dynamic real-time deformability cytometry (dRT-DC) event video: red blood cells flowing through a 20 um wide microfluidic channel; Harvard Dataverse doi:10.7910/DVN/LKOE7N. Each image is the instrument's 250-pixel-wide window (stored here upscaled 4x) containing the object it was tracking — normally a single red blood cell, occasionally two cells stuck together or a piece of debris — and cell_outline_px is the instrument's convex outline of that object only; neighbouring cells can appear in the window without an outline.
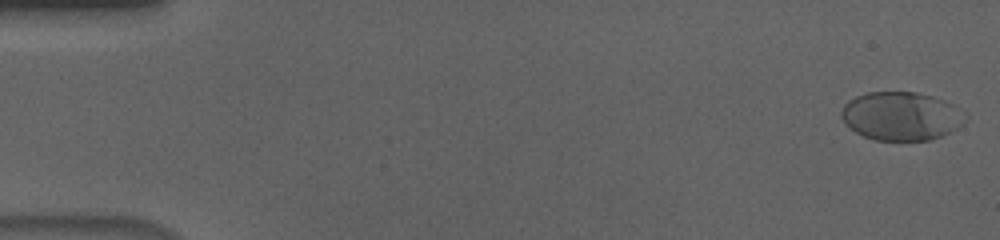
{"species": "human", "species_latin": "Homo sapiens", "temperature_condition": "cold", "stored_images_in_passage": 56, "camera_frame_rate_fps": 3000, "um_per_image_px": 0.085, "donor": {"sex": "male"}, "frame": {"image": 1, "passage_image": 1, "time_ms": 0.0, "image_size_px": [1000, 240], "cell_outline_px": [[960, 124], [956, 128], [940, 136], [928, 140], [876, 140], [864, 136], [856, 132], [840, 116], [840, 112], [844, 104], [848, 100], [856, 96], [868, 92], [916, 92], [932, 96], [944, 100], [952, 104]], "centroid_in_image_um": [76.46, 9.86], "position_along_channel_um": 8.5, "area_um2": 33.87}}
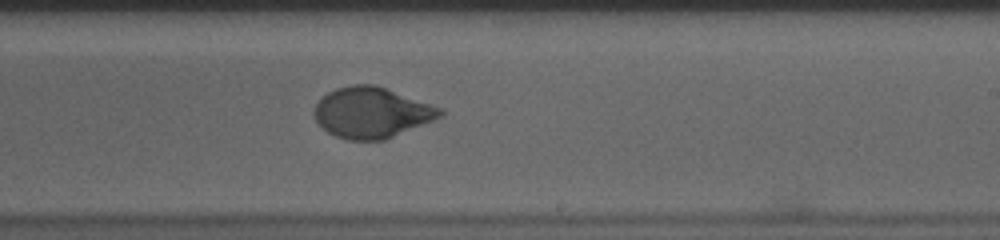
{"frame": {"image": 2, "passage_image": 34, "time_ms": 11.0, "image_size_px": [1000, 240], "cell_outline_px": [[444, 112], [440, 116], [432, 120], [384, 140], [344, 140], [328, 132], [316, 120], [312, 112], [316, 104], [328, 92], [336, 88], [352, 84], [376, 84], [444, 108]], "centroid_in_image_um": [31.59, 9.55], "position_along_channel_um": 257.4, "area_um2": 37.17}}
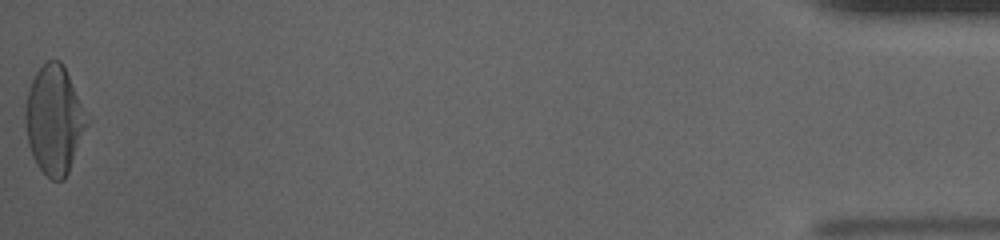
{"frame": {"image": 3, "passage_image": 56, "time_ms": 18.333, "image_size_px": [1000, 240], "cell_outline_px": [[88, 124], [68, 172], [64, 180], [52, 180], [36, 164], [32, 156], [28, 144], [24, 124], [24, 108], [28, 88], [36, 72], [48, 60], [60, 60], [68, 76], [80, 104]], "centroid_in_image_um": [4.54, 10.22], "position_along_channel_um": 430.7, "area_um2": 38.09}, "authors_computed_cell_mechanics": {"area_um2": 36.3562, "velocity_mm_per_s": 3.6571, "shape_relaxation_time_tau1_ms": 4.3217, "shape_relaxation_time_tau2_ms": null, "deformation_change_tau1": 0.1787, "deformation_change_tau2": null}}